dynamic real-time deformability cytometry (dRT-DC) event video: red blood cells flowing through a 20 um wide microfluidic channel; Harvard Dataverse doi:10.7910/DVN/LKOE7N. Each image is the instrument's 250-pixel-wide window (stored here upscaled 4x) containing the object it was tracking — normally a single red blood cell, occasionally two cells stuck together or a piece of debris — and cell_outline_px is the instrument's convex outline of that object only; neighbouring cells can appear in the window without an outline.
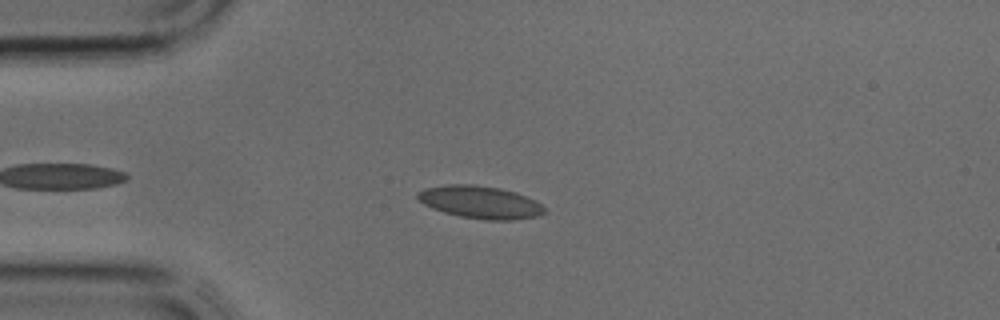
{"species": "common noctule bat (a hibernating species)", "species_latin": "Nyctalus noctula", "temperature_condition": "cold", "stored_images_in_passage": 32, "camera_frame_rate_fps": 3000, "um_per_image_px": 0.085, "animal": {"sex": "male", "body_mass_g": 17.9, "forearm_length_mm": 54.2}, "frame": {"image": 1, "passage_image": 5, "time_ms": 1.333, "image_size_px": [1000, 320], "cell_outline_px": [[544, 212], [536, 216], [512, 220], [488, 220], [460, 216], [444, 212], [432, 208], [424, 204], [416, 196], [416, 192], [424, 188], [448, 184], [476, 184], [500, 188], [516, 192], [536, 200], [544, 208]], "centroid_in_image_um": [40.79, 17.17], "position_along_channel_um": 44.2, "area_um2": 24.04}}